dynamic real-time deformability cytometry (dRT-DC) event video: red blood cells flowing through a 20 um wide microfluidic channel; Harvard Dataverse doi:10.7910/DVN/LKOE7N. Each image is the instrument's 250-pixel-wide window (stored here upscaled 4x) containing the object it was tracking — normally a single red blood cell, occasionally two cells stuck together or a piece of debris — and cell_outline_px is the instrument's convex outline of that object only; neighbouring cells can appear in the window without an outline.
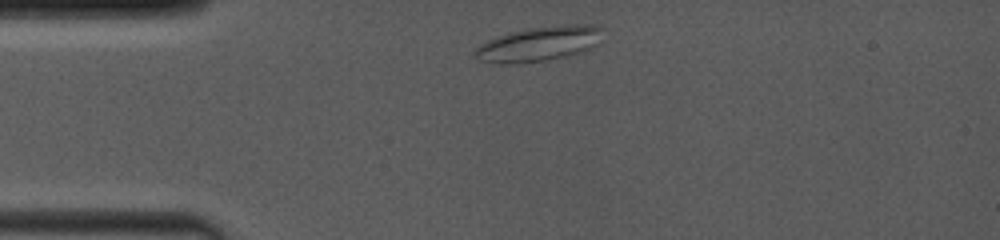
{"species": "common noctule bat (a hibernating species)", "species_latin": "Nyctalus noctula", "temperature_condition": "room temperature", "stored_images_in_passage": 22, "camera_frame_rate_fps": 4000, "um_per_image_px": 0.085, "animal": {"sex": "female", "body_mass_g": 19.0, "forearm_length_mm": 53.3}, "frame": {"image": 1, "passage_image": 1, "time_ms": 0.0, "image_size_px": [1000, 240], "cell_outline_px": [[600, 28], [596, 44], [580, 52], [548, 60], [516, 64], [492, 64], [480, 60], [472, 56], [472, 52], [480, 44], [488, 40], [508, 32], [528, 28], [576, 24], [592, 24]], "centroid_in_image_um": [45.67, 3.75], "position_along_channel_um": 39.3, "area_um2": 25.66}}
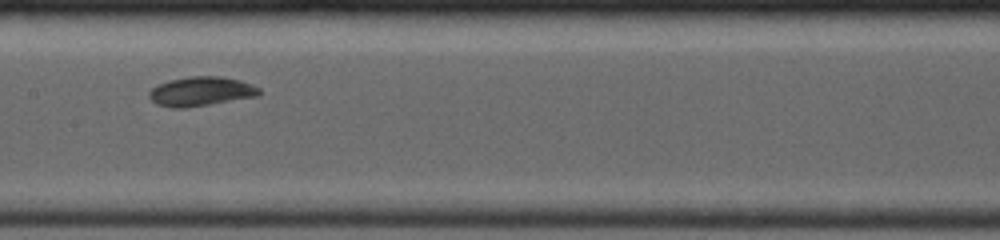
{"frame": {"image": 2, "passage_image": 8, "time_ms": 4.5, "image_size_px": [1000, 240], "cell_outline_px": [[260, 96], [184, 108], [172, 108], [156, 104], [148, 96], [148, 92], [152, 88], [168, 80], [192, 76], [220, 76], [240, 80], [252, 84], [260, 88]], "centroid_in_image_um": [17.1, 7.77], "position_along_channel_um": 190.3, "area_um2": 18.84}}
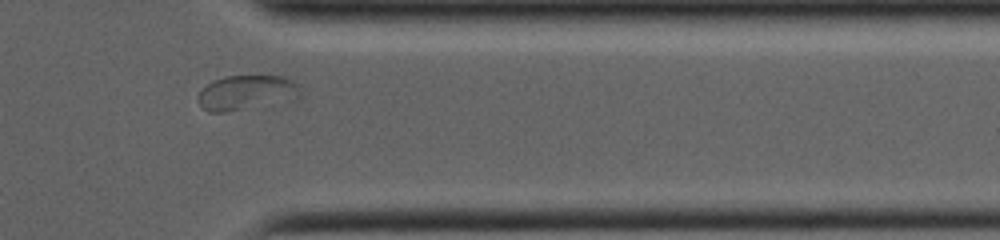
{"frame": {"image": 3, "passage_image": 19, "time_ms": 9.5, "image_size_px": [1000, 240], "cell_outline_px": [[304, 96], [300, 100], [228, 112], [208, 112], [196, 100], [196, 96], [212, 80], [224, 76], [280, 76], [296, 84]], "centroid_in_image_um": [20.99, 7.9], "position_along_channel_um": 390.4, "area_um2": 21.21}, "authors_computed_cell_mechanics": {"area_um2": 18.8428, "velocity_mm_per_s": 3.9883, "shape_relaxation_time_tau1_ms": 4.3701, "shape_relaxation_time_tau2_ms": 1.6534, "deformation_change_tau1": 0.1121, "deformation_change_tau2": 0.0443}}